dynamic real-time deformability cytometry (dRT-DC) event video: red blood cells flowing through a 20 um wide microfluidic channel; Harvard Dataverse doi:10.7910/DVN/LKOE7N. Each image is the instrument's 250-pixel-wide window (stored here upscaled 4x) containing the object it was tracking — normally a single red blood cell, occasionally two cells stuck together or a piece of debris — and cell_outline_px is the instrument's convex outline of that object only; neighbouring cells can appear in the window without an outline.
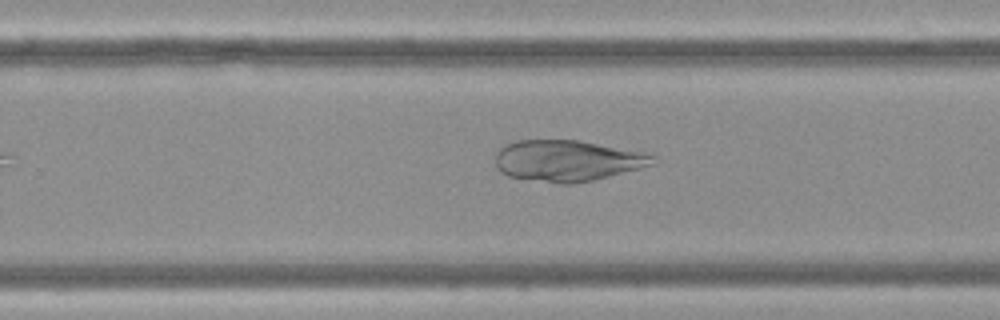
{"species": "Egyptian fruit bat (a non-hibernating species)", "species_latin": "Rousettus aegyptiacus", "temperature_condition": "cold", "stored_images_in_passage": 10, "camera_frame_rate_fps": 3000, "um_per_image_px": 0.085, "frame": {"image": 1, "passage_image": 10, "time_ms": 3.0, "image_size_px": [1000, 320], "cell_outline_px": [[656, 164], [592, 180], [572, 184], [560, 184], [508, 176], [500, 172], [496, 168], [496, 152], [500, 148], [516, 140], [580, 140], [644, 152], [656, 156]], "centroid_in_image_um": [48.23, 13.65], "position_along_channel_um": 281.6, "area_um2": 37.8}}